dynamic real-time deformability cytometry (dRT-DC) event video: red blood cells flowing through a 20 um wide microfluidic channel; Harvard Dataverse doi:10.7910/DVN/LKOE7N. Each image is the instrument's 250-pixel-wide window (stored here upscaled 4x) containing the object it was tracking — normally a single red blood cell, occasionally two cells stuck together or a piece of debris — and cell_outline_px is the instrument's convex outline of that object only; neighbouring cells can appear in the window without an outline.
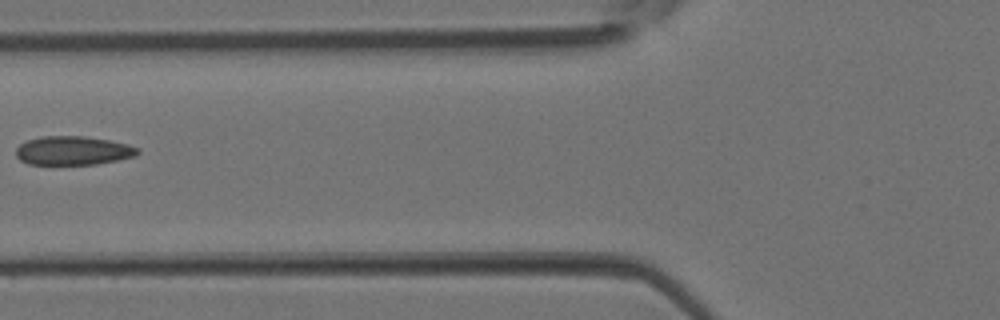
{"species": "Egyptian fruit bat (a non-hibernating species)", "species_latin": "Rousettus aegyptiacus", "temperature_condition": "room temperature", "stored_images_in_passage": 6, "camera_frame_rate_fps": 3000, "um_per_image_px": 0.085, "animal": {"sex": "female"}, "frame": {"image": 1, "passage_image": 6, "time_ms": 1.667, "image_size_px": [1000, 320], "cell_outline_px": [[140, 152], [136, 156], [96, 164], [28, 164], [20, 160], [16, 156], [16, 148], [20, 144], [28, 140], [44, 136], [84, 136], [108, 140], [128, 144], [140, 148]], "centroid_in_image_um": [6.22, 12.8], "position_along_channel_um": 119.6, "area_um2": 20.4}}